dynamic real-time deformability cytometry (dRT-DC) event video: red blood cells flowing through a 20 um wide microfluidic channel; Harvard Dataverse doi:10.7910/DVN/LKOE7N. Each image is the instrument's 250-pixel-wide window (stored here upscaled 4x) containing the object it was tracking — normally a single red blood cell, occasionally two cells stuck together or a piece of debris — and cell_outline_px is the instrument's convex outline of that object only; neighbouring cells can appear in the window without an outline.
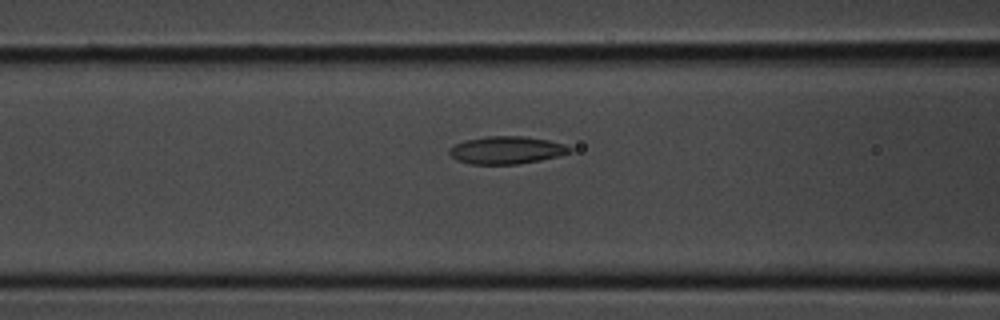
{"species": "common noctule bat (a hibernating species)", "species_latin": "Nyctalus noctula", "temperature_condition": "room temperature", "stored_images_in_passage": 6, "camera_frame_rate_fps": 3000, "um_per_image_px": 0.085, "animal": {"sex": "male", "body_mass_g": 20.1, "forearm_length_mm": 53.5}, "frame": {"image": 1, "passage_image": 5, "time_ms": 1.333, "image_size_px": [1000, 320], "cell_outline_px": [[572, 152], [560, 156], [540, 160], [516, 164], [472, 164], [456, 160], [448, 152], [448, 148], [464, 140], [488, 136], [524, 136], [548, 140], [564, 144], [572, 148]], "centroid_in_image_um": [43.06, 12.76], "position_along_channel_um": 123.5, "area_um2": 19.42}}